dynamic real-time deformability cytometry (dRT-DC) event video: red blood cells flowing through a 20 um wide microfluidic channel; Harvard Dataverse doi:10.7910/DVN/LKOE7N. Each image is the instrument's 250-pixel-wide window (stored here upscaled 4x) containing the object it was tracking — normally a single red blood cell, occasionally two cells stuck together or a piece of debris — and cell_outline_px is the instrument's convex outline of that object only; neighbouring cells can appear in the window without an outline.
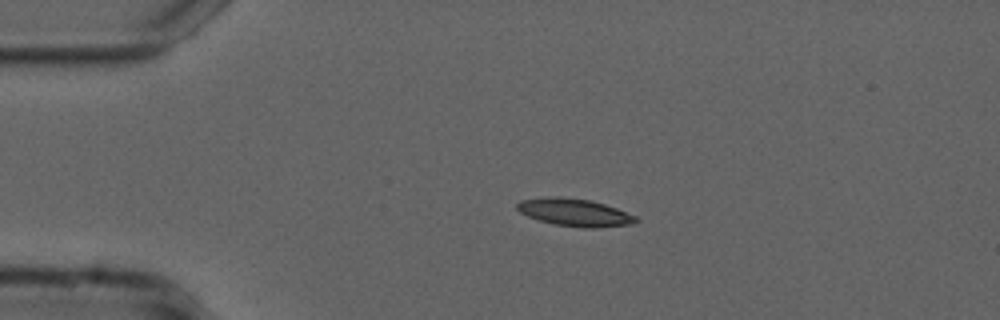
{"species": "common noctule bat (a hibernating species)", "species_latin": "Nyctalus noctula", "temperature_condition": "cold", "stored_images_in_passage": 44, "camera_frame_rate_fps": 3000, "um_per_image_px": 0.085, "animal": {"sex": "male", "forearm_length_mm": 52.5}, "frame": {"image": 1, "passage_image": 1, "time_ms": 0.0, "image_size_px": [1000, 320], "cell_outline_px": [[640, 220], [636, 224], [596, 228], [580, 228], [552, 224], [528, 216], [520, 212], [516, 208], [516, 204], [520, 200], [556, 196], [560, 196], [592, 200], [616, 208], [636, 216]], "centroid_in_image_um": [48.88, 18.07], "position_along_channel_um": 36.1, "area_um2": 19.31}}
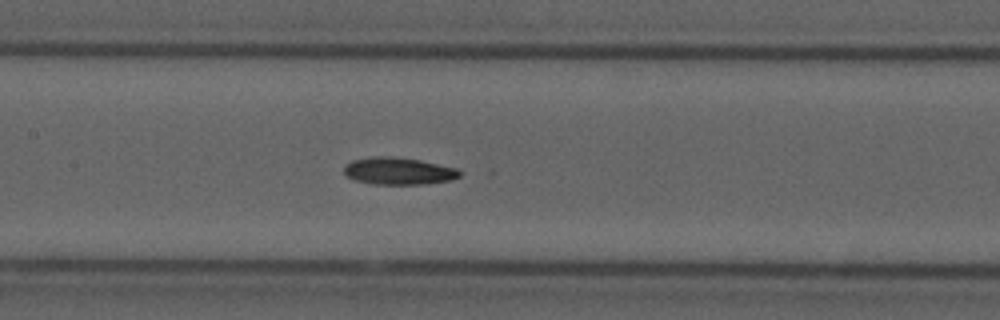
{"frame": {"image": 2, "passage_image": 15, "time_ms": 4.667, "image_size_px": [1000, 320], "cell_outline_px": [[460, 176], [452, 180], [424, 184], [372, 184], [356, 180], [348, 176], [344, 172], [344, 164], [352, 160], [372, 156], [392, 156], [420, 160], [456, 168], [460, 172]], "centroid_in_image_um": [33.85, 14.53], "position_along_channel_um": 173.5, "area_um2": 18.32}}
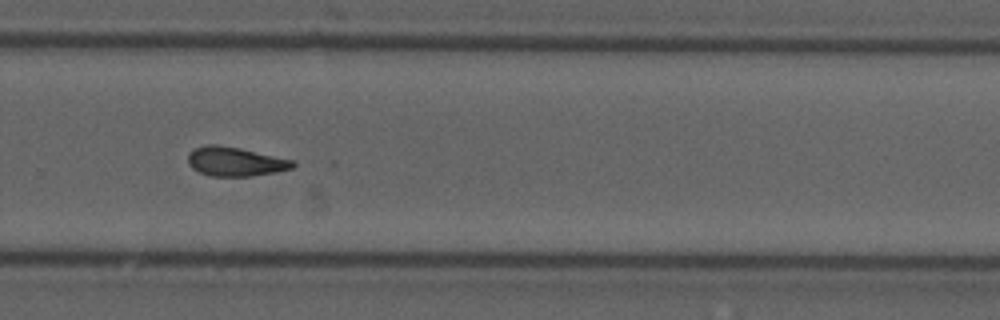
{"frame": {"image": 3, "passage_image": 26, "time_ms": 8.333, "image_size_px": [1000, 320], "cell_outline_px": [[296, 164], [292, 168], [276, 172], [252, 176], [212, 176], [200, 172], [192, 168], [188, 164], [188, 152], [196, 148], [208, 144], [216, 144], [240, 148], [292, 160]], "centroid_in_image_um": [19.97, 13.73], "position_along_channel_um": 309.8, "area_um2": 17.69}}